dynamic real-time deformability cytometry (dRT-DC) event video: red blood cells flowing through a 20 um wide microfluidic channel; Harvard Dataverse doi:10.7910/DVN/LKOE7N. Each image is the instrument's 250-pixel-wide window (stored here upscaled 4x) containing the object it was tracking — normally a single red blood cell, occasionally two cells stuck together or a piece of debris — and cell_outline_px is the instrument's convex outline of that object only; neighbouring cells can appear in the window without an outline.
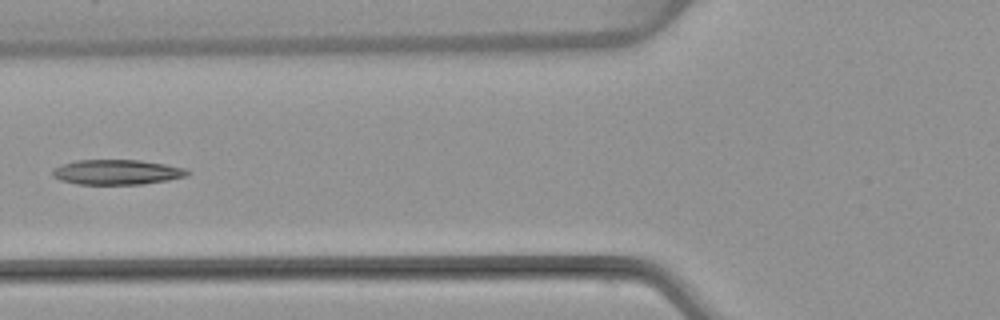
{"species": "common noctule bat (a hibernating species)", "species_latin": "Nyctalus noctula", "temperature_condition": "warm", "stored_images_in_passage": 5, "camera_frame_rate_fps": 3000, "um_per_image_px": 0.085, "animal": {"sex": "female", "body_mass_g": 22.7, "forearm_length_mm": 54.2}, "frame": {"image": 1, "passage_image": 5, "time_ms": 5.667, "image_size_px": [1000, 320], "cell_outline_px": [[192, 172], [188, 176], [168, 180], [144, 184], [76, 184], [60, 180], [52, 176], [52, 168], [60, 164], [76, 160], [140, 160], [188, 168]], "centroid_in_image_um": [9.95, 14.63], "position_along_channel_um": 115.9, "area_um2": 19.94}}